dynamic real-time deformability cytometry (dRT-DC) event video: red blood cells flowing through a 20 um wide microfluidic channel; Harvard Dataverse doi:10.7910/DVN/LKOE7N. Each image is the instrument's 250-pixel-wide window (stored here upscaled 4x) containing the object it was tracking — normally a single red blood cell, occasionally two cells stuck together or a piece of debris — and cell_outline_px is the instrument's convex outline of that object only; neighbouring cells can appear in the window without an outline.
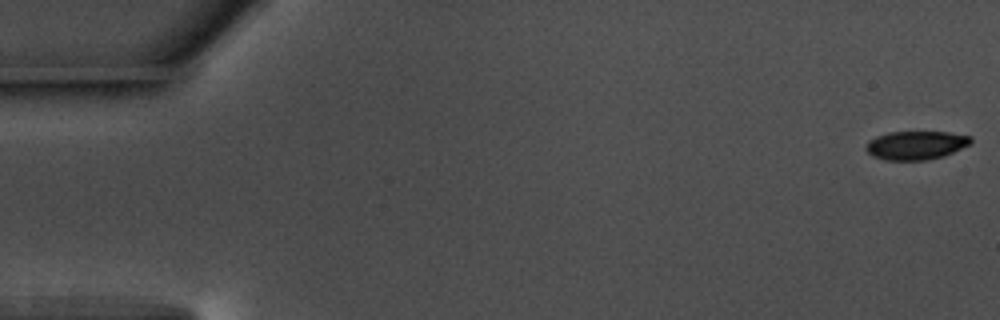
{"species": "common noctule bat (a hibernating species)", "species_latin": "Nyctalus noctula", "temperature_condition": "warm", "stored_images_in_passage": 56, "camera_frame_rate_fps": 3000, "um_per_image_px": 0.085, "animal": {"sex": "male", "body_mass_g": 17.5, "forearm_length_mm": 52.3}, "frame": {"image": 1, "passage_image": 1, "time_ms": 0.0, "image_size_px": [1000, 320], "cell_outline_px": [[972, 140], [968, 144], [944, 156], [928, 160], [884, 160], [872, 156], [864, 148], [868, 140], [876, 136], [888, 132], [948, 132], [972, 136]], "centroid_in_image_um": [77.81, 12.34], "position_along_channel_um": 7.2, "area_um2": 17.51}}
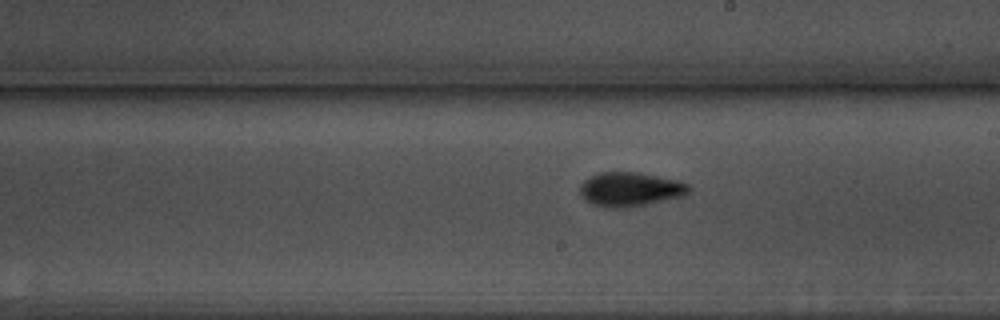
{"frame": {"image": 2, "passage_image": 32, "time_ms": 10.333, "image_size_px": [1000, 320], "cell_outline_px": [[692, 188], [684, 196], [628, 208], [608, 208], [592, 204], [580, 196], [580, 184], [588, 176], [600, 172], [636, 172], [676, 180], [688, 184]], "centroid_in_image_um": [53.53, 16.1], "position_along_channel_um": 235.5, "area_um2": 21.79}}
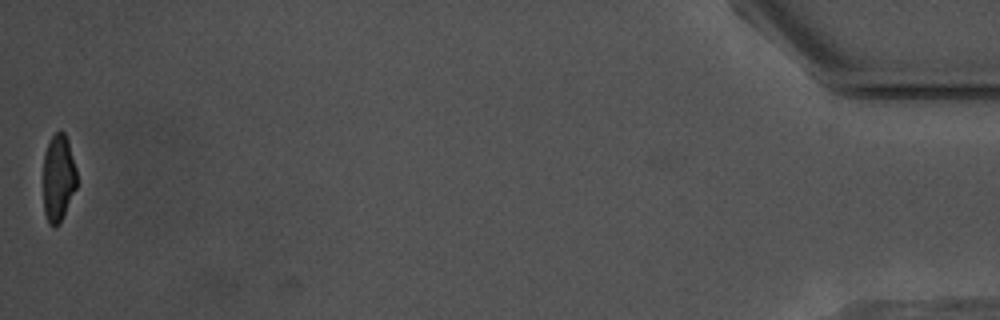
{"frame": {"image": 3, "passage_image": 56, "time_ms": 18.333, "image_size_px": [1000, 320], "cell_outline_px": [[76, 188], [60, 224], [52, 228], [48, 224], [44, 212], [44, 152], [52, 136], [56, 132], [64, 132], [68, 140], [76, 168]], "centroid_in_image_um": [4.96, 15.17], "position_along_channel_um": 430.2, "area_um2": 17.05}, "authors_computed_cell_mechanics": {"area_um2": 19.363, "velocity_mm_per_s": 3.6641, "shape_relaxation_time_tau1_ms": 2.3951, "shape_relaxation_time_tau2_ms": 2.1967, "deformation_change_tau1": 0.1401, "deformation_change_tau2": 0.0892}}